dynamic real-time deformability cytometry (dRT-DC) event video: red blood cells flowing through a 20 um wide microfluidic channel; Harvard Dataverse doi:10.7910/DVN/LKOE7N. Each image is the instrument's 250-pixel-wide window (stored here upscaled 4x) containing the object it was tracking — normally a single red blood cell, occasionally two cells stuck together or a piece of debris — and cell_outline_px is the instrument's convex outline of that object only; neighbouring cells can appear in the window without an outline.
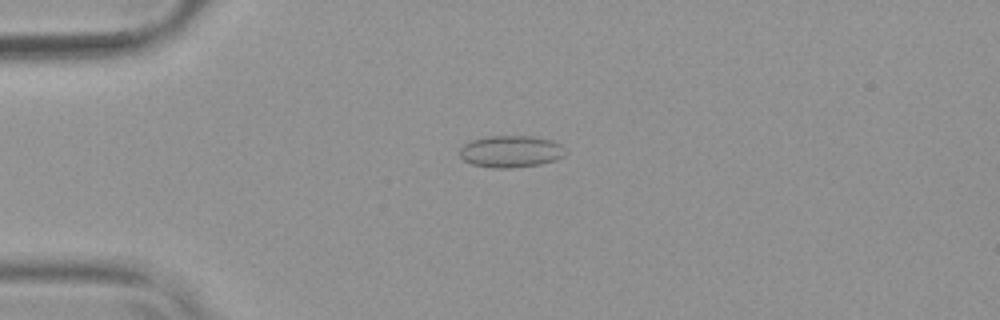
{"species": "common noctule bat (a hibernating species)", "species_latin": "Nyctalus noctula", "temperature_condition": "warm", "stored_images_in_passage": 54, "camera_frame_rate_fps": 3000, "um_per_image_px": 0.085, "animal": {"sex": "female", "body_mass_g": 19.9}, "frame": {"image": 1, "passage_image": 14, "time_ms": 4.333, "image_size_px": [1000, 320], "cell_outline_px": [[568, 152], [564, 156], [556, 160], [540, 164], [512, 168], [492, 168], [472, 164], [464, 160], [460, 156], [460, 148], [464, 144], [472, 140], [488, 136], [532, 136], [552, 140], [560, 144]], "centroid_in_image_um": [43.45, 12.88], "position_along_channel_um": 41.6, "area_um2": 19.77}}
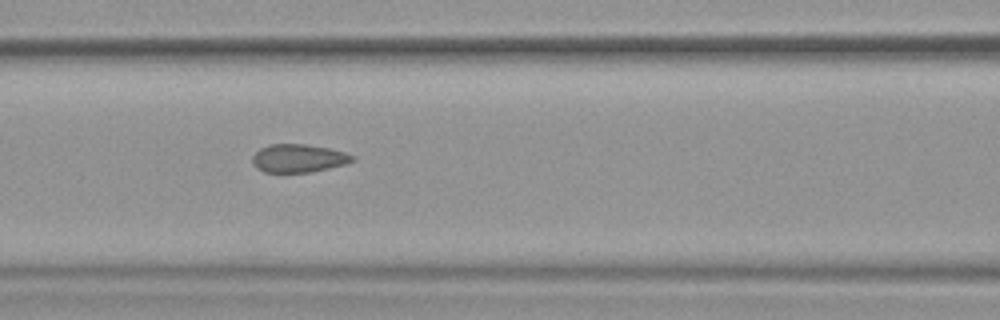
{"frame": {"image": 2, "passage_image": 24, "time_ms": 7.667, "image_size_px": [1000, 320], "cell_outline_px": [[356, 160], [344, 164], [312, 172], [264, 172], [256, 168], [252, 164], [252, 156], [260, 148], [268, 144], [308, 144], [328, 148], [344, 152], [356, 156]], "centroid_in_image_um": [25.36, 13.45], "position_along_channel_um": 141.2, "area_um2": 16.53}}
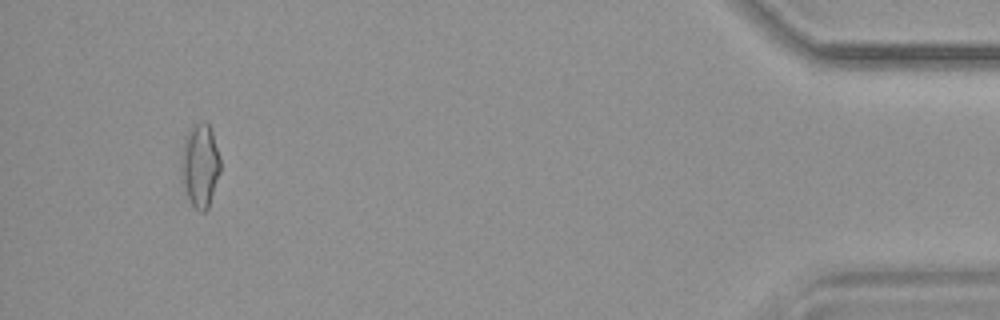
{"frame": {"image": 3, "passage_image": 51, "time_ms": 16.667, "image_size_px": [1000, 320], "cell_outline_px": [[220, 172], [208, 208], [204, 212], [200, 212], [192, 204], [184, 188], [180, 172], [180, 160], [184, 140], [192, 124], [200, 120], [204, 120], [208, 124], [212, 132], [220, 156]], "centroid_in_image_um": [17.0, 14.02], "position_along_channel_um": 418.2, "area_um2": 19.19}, "authors_computed_cell_mechanics": {"area_um2": 17.3978, "velocity_mm_per_s": 3.8268, "shape_relaxation_time_tau1_ms": null, "shape_relaxation_time_tau2_ms": 1.0704, "deformation_change_tau1": null, "deformation_change_tau2": 0.0636}}